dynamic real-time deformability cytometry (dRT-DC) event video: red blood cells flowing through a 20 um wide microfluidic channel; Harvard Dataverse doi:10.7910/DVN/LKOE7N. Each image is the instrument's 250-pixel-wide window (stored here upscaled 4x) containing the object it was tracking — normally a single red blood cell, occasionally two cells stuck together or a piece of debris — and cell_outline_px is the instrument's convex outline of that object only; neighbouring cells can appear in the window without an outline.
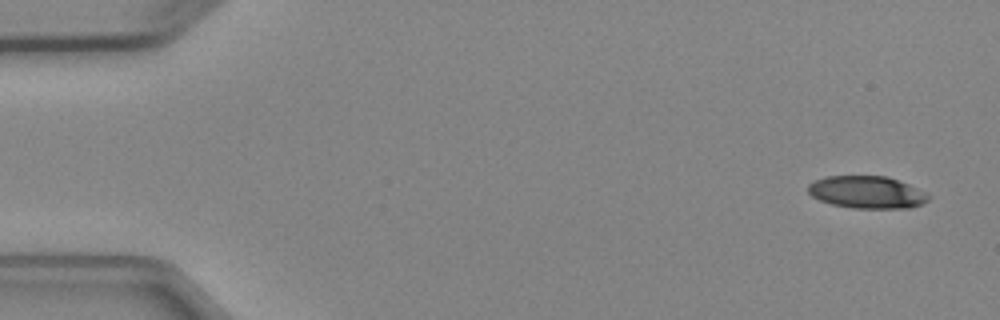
{"species": "Egyptian fruit bat (a non-hibernating species)", "species_latin": "Rousettus aegyptiacus", "temperature_condition": "cold", "stored_images_in_passage": 5, "camera_frame_rate_fps": 3000, "um_per_image_px": 0.085, "animal": {"sex": "female"}, "frame": {"image": 1, "passage_image": 1, "time_ms": 0.0, "image_size_px": [1000, 320], "cell_outline_px": [[932, 196], [928, 200], [912, 208], [852, 208], [832, 204], [820, 200], [812, 196], [808, 192], [808, 184], [816, 180], [828, 176], [888, 176], [908, 184]], "centroid_in_image_um": [73.69, 16.34], "position_along_channel_um": 11.3, "area_um2": 22.6}}
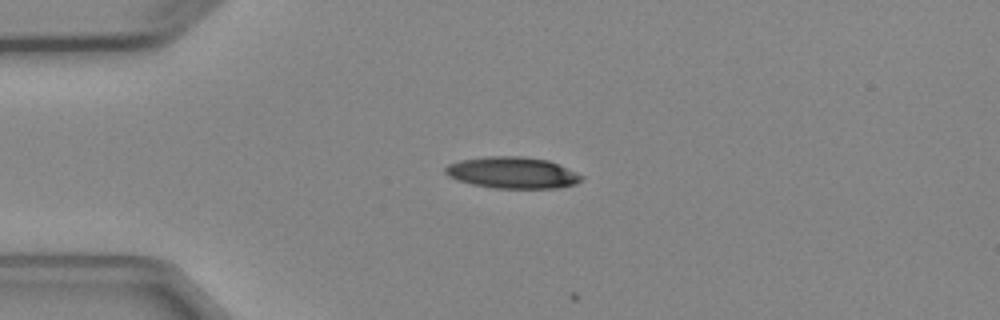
{"frame": {"image": 2, "passage_image": 4, "time_ms": 3.333, "image_size_px": [1000, 320], "cell_outline_px": [[584, 176], [576, 184], [560, 188], [496, 188], [472, 184], [456, 180], [448, 176], [444, 172], [444, 168], [448, 164], [460, 160], [488, 156], [520, 156], [548, 160], [576, 172]], "centroid_in_image_um": [43.53, 14.68], "position_along_channel_um": 41.5, "area_um2": 24.97}}